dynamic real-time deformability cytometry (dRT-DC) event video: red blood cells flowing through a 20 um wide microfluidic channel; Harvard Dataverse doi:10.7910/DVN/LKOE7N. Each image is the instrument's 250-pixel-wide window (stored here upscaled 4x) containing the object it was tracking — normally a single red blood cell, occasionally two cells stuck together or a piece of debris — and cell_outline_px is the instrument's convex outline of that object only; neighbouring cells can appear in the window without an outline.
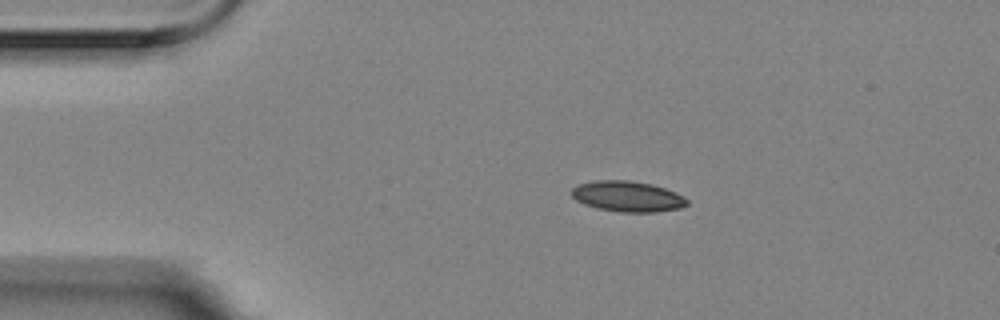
{"species": "Egyptian fruit bat (a non-hibernating species)", "species_latin": "Rousettus aegyptiacus", "temperature_condition": "room temperature", "stored_images_in_passage": 2, "camera_frame_rate_fps": 3000, "um_per_image_px": 0.085, "animal": {"sex": "female"}, "frame": {"image": 1, "passage_image": 1, "time_ms": 0.0, "image_size_px": [1000, 320], "cell_outline_px": [[688, 204], [680, 208], [656, 212], [620, 212], [596, 208], [584, 204], [576, 200], [568, 192], [576, 184], [592, 180], [628, 180], [652, 184], [676, 192], [684, 196], [688, 200]], "centroid_in_image_um": [53.3, 16.68], "position_along_channel_um": 31.7, "area_um2": 20.92}}